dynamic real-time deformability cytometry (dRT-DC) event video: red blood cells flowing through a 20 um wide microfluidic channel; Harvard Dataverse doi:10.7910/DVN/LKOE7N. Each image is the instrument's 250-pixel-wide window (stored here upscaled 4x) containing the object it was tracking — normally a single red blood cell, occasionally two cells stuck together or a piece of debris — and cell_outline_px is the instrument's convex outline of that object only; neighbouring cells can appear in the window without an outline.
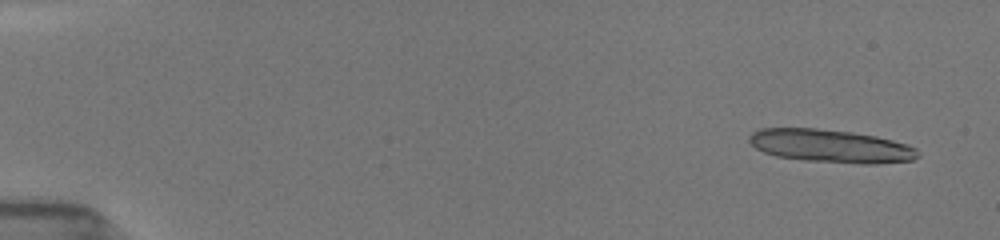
{"species": "common noctule bat (a hibernating species)", "species_latin": "Nyctalus noctula", "temperature_condition": "room temperature", "stored_images_in_passage": 12, "camera_frame_rate_fps": 3000, "um_per_image_px": 0.085, "animal": {"sex": "female", "body_mass_g": 19.5, "forearm_length_mm": 54.1}, "frame": {"image": 1, "passage_image": 2, "time_ms": 0.667, "image_size_px": [1000, 240], "cell_outline_px": [[920, 156], [912, 160], [876, 164], [860, 164], [804, 160], [776, 156], [764, 152], [756, 148], [748, 140], [748, 136], [752, 132], [760, 128], [816, 128], [848, 132], [876, 136], [908, 144], [916, 148], [920, 152]], "centroid_in_image_um": [70.62, 12.42], "position_along_channel_um": 14.4, "area_um2": 32.6}}